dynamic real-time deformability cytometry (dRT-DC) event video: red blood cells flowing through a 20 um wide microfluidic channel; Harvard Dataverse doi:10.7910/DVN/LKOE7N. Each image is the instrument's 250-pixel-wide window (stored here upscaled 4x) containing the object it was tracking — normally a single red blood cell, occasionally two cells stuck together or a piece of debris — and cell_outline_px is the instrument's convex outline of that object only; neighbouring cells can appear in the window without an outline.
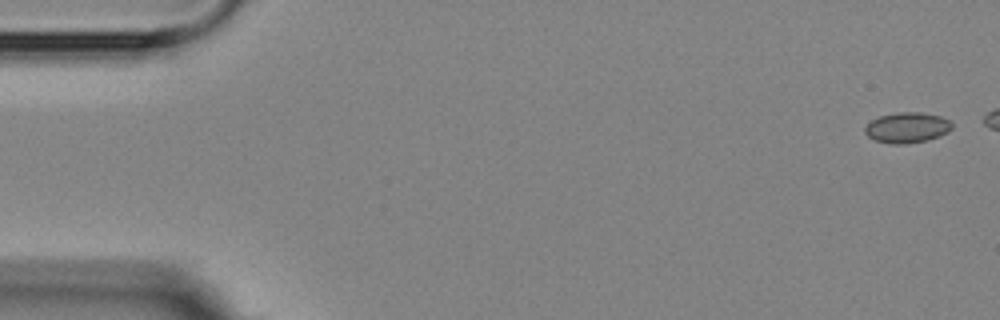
{"species": "Egyptian fruit bat (a non-hibernating species)", "species_latin": "Rousettus aegyptiacus", "temperature_condition": "room temperature", "stored_images_in_passage": 5, "camera_frame_rate_fps": 3000, "um_per_image_px": 0.085, "animal": {"sex": "female"}, "frame": {"image": 1, "passage_image": 1, "time_ms": 0.0, "image_size_px": [1000, 320], "cell_outline_px": [[952, 128], [948, 132], [940, 136], [924, 140], [904, 144], [892, 144], [876, 140], [868, 136], [864, 132], [864, 128], [872, 120], [880, 116], [900, 112], [920, 112], [940, 116], [948, 120], [952, 124]], "centroid_in_image_um": [77.1, 10.84], "position_along_channel_um": 7.9, "area_um2": 15.26}}